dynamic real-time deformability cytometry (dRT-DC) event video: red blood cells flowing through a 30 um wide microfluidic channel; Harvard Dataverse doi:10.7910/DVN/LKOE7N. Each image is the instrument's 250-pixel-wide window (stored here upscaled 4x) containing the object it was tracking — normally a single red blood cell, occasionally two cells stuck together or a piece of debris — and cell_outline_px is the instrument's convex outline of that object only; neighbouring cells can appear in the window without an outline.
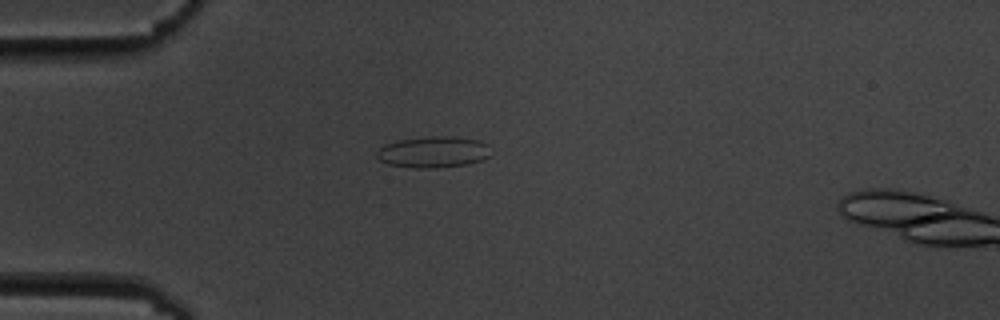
{"species": "common noctule bat (a hibernating species)", "species_latin": "Nyctalus noctula", "temperature_condition": "cold", "stored_images_in_passage": 43, "camera_frame_rate_fps": 3000, "um_per_image_px": 0.085, "animal": {"sex": "male", "body_mass_g": 19.5, "forearm_length_mm": 54.6}, "frame": {"image": 1, "passage_image": 2, "time_ms": 0.333, "image_size_px": [1000, 320], "cell_outline_px": [[488, 156], [480, 160], [468, 164], [436, 168], [412, 168], [388, 164], [380, 160], [376, 156], [376, 152], [384, 144], [400, 140], [428, 136], [452, 136], [480, 140], [488, 144]], "centroid_in_image_um": [36.81, 12.92], "position_along_channel_um": 48.2, "area_um2": 20.81}}
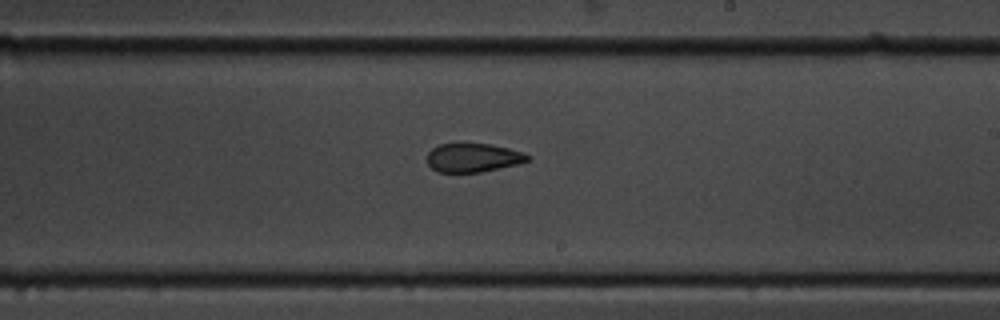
{"frame": {"image": 2, "passage_image": 20, "time_ms": 6.333, "image_size_px": [1000, 320], "cell_outline_px": [[532, 156], [528, 160], [520, 164], [480, 172], [440, 172], [432, 168], [428, 164], [428, 152], [432, 148], [440, 144], [456, 140], [488, 144], [508, 148], [524, 152]], "centroid_in_image_um": [40.21, 13.36], "position_along_channel_um": 248.8, "area_um2": 17.46}}
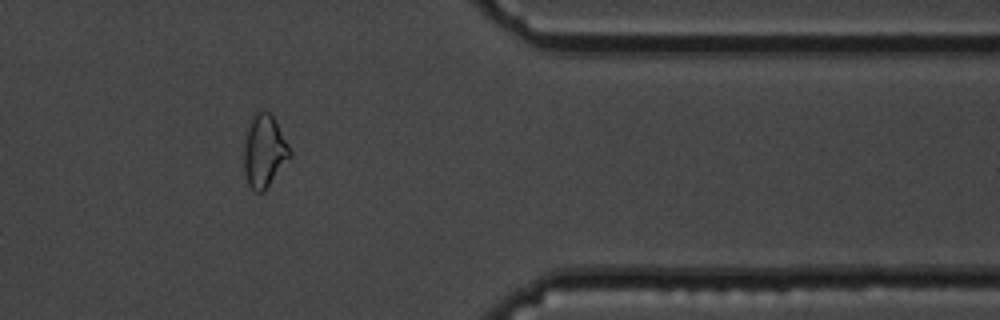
{"frame": {"image": 3, "passage_image": 33, "time_ms": 10.667, "image_size_px": [1000, 320], "cell_outline_px": [[292, 156], [264, 192], [256, 192], [248, 184], [244, 172], [244, 144], [252, 112], [268, 112], [276, 120], [292, 152]], "centroid_in_image_um": [22.47, 12.85], "position_along_channel_um": 388.9, "area_um2": 19.54}}